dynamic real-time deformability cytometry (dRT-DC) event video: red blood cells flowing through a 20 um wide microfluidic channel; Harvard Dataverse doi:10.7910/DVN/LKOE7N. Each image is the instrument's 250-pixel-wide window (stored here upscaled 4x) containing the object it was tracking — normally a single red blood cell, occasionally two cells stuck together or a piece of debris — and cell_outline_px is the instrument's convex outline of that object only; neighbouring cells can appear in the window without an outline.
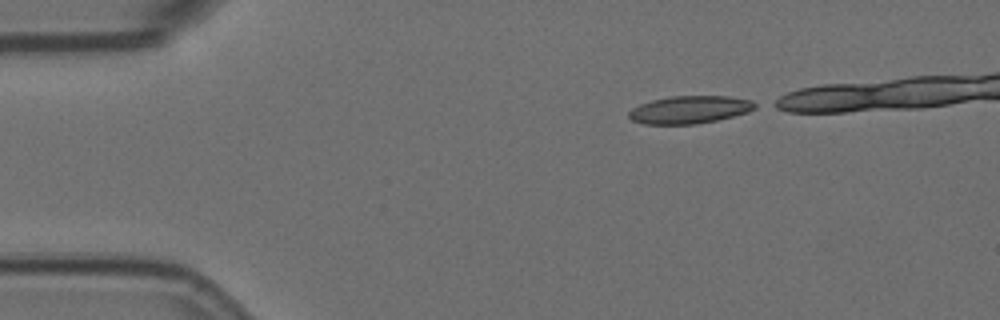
{"species": "Egyptian fruit bat (a non-hibernating species)", "species_latin": "Rousettus aegyptiacus", "temperature_condition": "room temperature", "stored_images_in_passage": 27, "camera_frame_rate_fps": 3000, "um_per_image_px": 0.085, "animal": {"sex": "female"}, "frame": {"image": 1, "passage_image": 1, "time_ms": 0.0, "image_size_px": [1000, 320], "cell_outline_px": [[760, 104], [756, 108], [748, 112], [716, 120], [696, 124], [644, 124], [632, 120], [628, 116], [628, 112], [632, 108], [640, 104], [652, 100], [672, 96], [728, 96], [752, 100]], "centroid_in_image_um": [58.65, 9.32], "position_along_channel_um": 26.4, "area_um2": 20.4}}
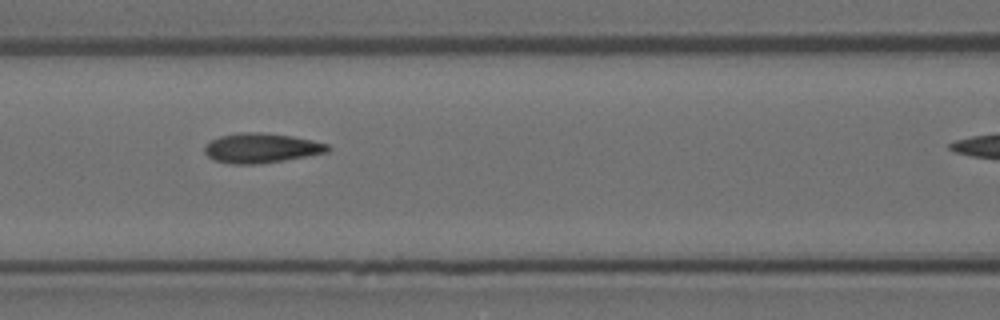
{"frame": {"image": 2, "passage_image": 16, "time_ms": 5.0, "image_size_px": [1000, 320], "cell_outline_px": [[332, 148], [328, 152], [284, 160], [256, 164], [232, 164], [216, 160], [208, 156], [204, 152], [204, 144], [220, 136], [240, 132], [260, 132], [292, 136], [312, 140], [328, 144]], "centroid_in_image_um": [22.21, 12.58], "position_along_channel_um": 144.4, "area_um2": 21.27}}
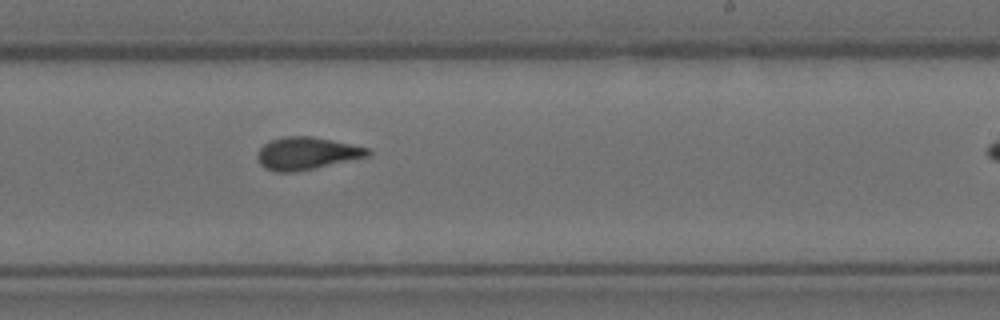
{"frame": {"image": 3, "passage_image": 26, "time_ms": 8.333, "image_size_px": [1000, 320], "cell_outline_px": [[372, 152], [368, 156], [312, 168], [292, 172], [276, 172], [264, 168], [260, 164], [256, 156], [256, 152], [264, 144], [272, 140], [288, 136], [312, 136], [332, 140], [368, 148]], "centroid_in_image_um": [26.02, 13.03], "position_along_channel_um": 263.0, "area_um2": 20.58}}